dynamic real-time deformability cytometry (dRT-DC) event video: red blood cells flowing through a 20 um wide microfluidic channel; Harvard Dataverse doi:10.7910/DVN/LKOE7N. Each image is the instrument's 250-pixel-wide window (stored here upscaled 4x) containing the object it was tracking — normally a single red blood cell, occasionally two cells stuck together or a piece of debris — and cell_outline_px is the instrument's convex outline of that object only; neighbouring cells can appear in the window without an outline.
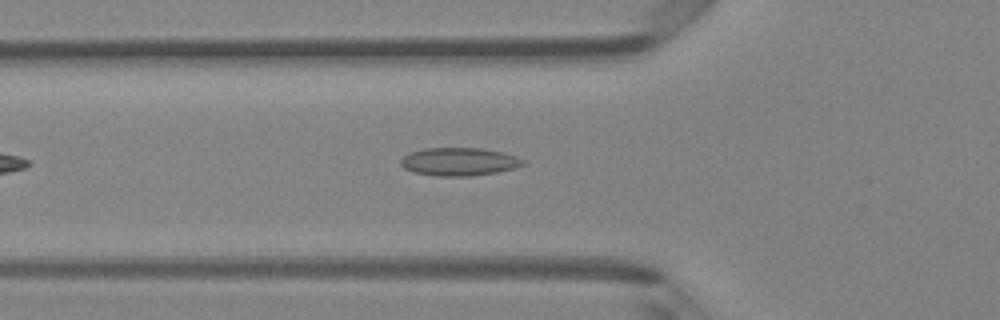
{"species": "Egyptian fruit bat (a non-hibernating species)", "species_latin": "Rousettus aegyptiacus", "temperature_condition": "room temperature", "stored_images_in_passage": 39, "camera_frame_rate_fps": 3000, "um_per_image_px": 0.085, "animal": {"sex": "female"}, "frame": {"image": 1, "passage_image": 8, "time_ms": 2.333, "image_size_px": [1000, 320], "cell_outline_px": [[524, 164], [516, 168], [496, 172], [468, 176], [436, 176], [412, 172], [404, 168], [400, 164], [400, 160], [408, 152], [424, 148], [480, 148], [504, 152], [516, 156], [524, 160]], "centroid_in_image_um": [39.0, 13.74], "position_along_channel_um": 86.8, "area_um2": 20.11}}
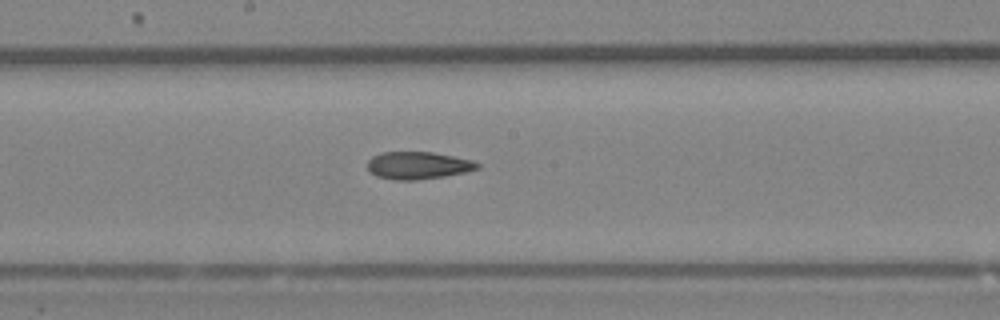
{"frame": {"image": 2, "passage_image": 17, "time_ms": 5.333, "image_size_px": [1000, 320], "cell_outline_px": [[480, 168], [464, 172], [444, 176], [416, 180], [396, 180], [376, 176], [368, 172], [368, 160], [372, 156], [380, 152], [432, 152], [472, 160], [480, 164]], "centroid_in_image_um": [35.5, 14.06], "position_along_channel_um": 212.7, "area_um2": 17.57}}
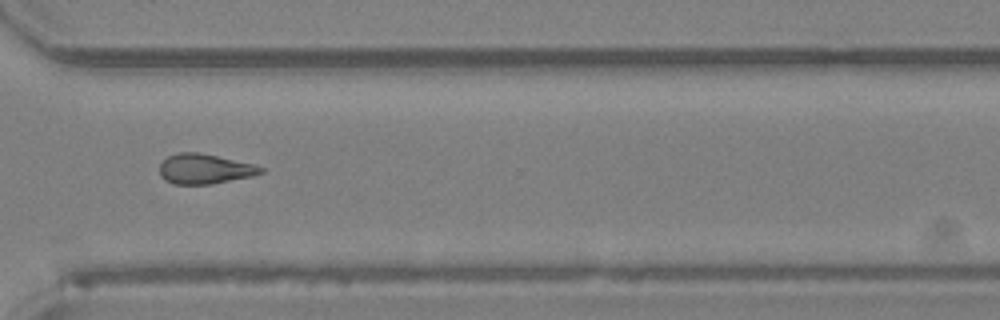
{"frame": {"image": 3, "passage_image": 27, "time_ms": 8.667, "image_size_px": [1000, 320], "cell_outline_px": [[264, 172], [252, 176], [212, 184], [172, 184], [164, 180], [160, 176], [160, 164], [168, 156], [180, 152], [200, 152], [252, 164], [264, 168]], "centroid_in_image_um": [17.37, 14.36], "position_along_channel_um": 353.2, "area_um2": 17.63}}